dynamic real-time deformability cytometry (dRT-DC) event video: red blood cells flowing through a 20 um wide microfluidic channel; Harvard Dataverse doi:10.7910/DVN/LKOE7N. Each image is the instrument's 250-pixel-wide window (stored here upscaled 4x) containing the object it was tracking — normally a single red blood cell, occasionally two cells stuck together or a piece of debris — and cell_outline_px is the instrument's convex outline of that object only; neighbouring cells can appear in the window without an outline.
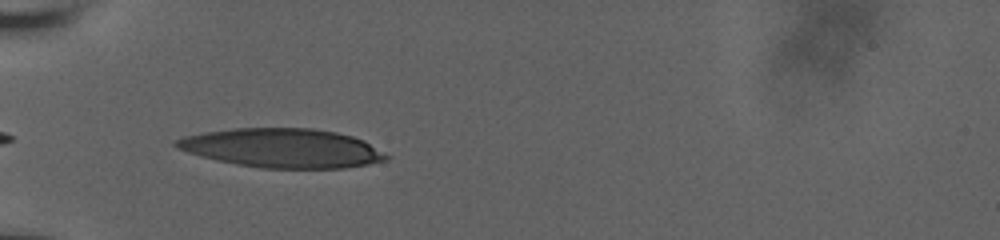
{"species": "human", "species_latin": "Homo sapiens", "temperature_condition": "room temperature", "stored_images_in_passage": 24, "camera_frame_rate_fps": 3000, "um_per_image_px": 0.085, "donor": {"sex": "male"}, "frame": {"image": 1, "passage_image": 1, "time_ms": 0.0, "image_size_px": [1000, 240], "cell_outline_px": [[392, 156], [388, 160], [368, 164], [344, 168], [260, 168], [216, 160], [200, 156], [176, 148], [172, 144], [176, 140], [184, 136], [204, 132], [232, 128], [312, 128], [336, 132], [352, 136], [364, 140]], "centroid_in_image_um": [24.02, 12.58], "position_along_channel_um": 61.0, "area_um2": 48.03}}
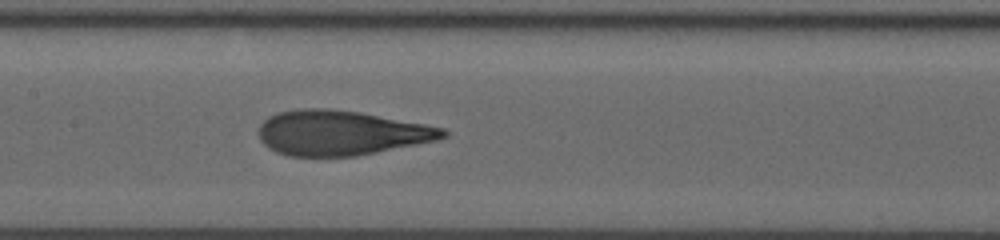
{"frame": {"image": 2, "passage_image": 11, "time_ms": 3.333, "image_size_px": [1000, 240], "cell_outline_px": [[448, 136], [440, 140], [356, 156], [288, 156], [276, 152], [268, 148], [260, 140], [260, 124], [268, 116], [276, 112], [300, 108], [328, 108], [360, 112], [424, 124], [444, 128], [448, 132]], "centroid_in_image_um": [28.99, 11.29], "position_along_channel_um": 178.4, "area_um2": 48.38}}
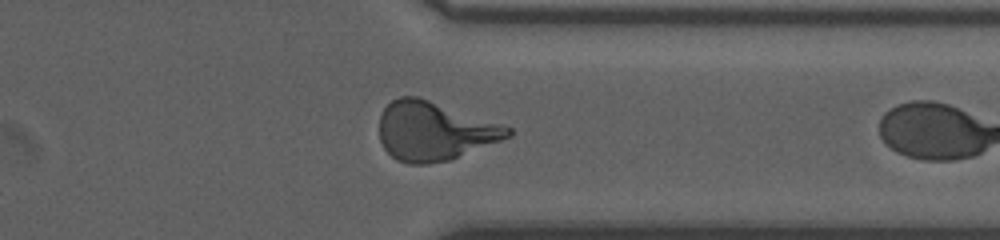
{"frame": {"image": 3, "passage_image": 23, "time_ms": 7.333, "image_size_px": [1000, 240], "cell_outline_px": [[512, 136], [448, 160], [428, 164], [408, 164], [396, 160], [384, 148], [380, 140], [380, 116], [384, 108], [392, 100], [400, 96], [416, 96], [504, 124], [512, 128]], "centroid_in_image_um": [36.91, 11.14], "position_along_channel_um": 374.5, "area_um2": 43.87}}